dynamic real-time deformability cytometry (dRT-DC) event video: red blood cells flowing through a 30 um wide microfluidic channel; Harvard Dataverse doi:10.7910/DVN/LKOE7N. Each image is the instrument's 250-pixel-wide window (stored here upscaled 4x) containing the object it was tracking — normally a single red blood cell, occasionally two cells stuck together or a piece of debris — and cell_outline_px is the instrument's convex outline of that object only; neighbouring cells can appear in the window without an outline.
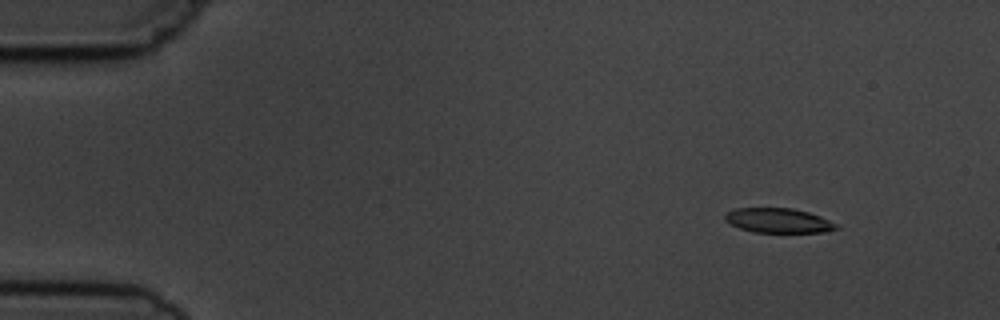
{"species": "common noctule bat (a hibernating species)", "species_latin": "Nyctalus noctula", "temperature_condition": "cold", "stored_images_in_passage": 5, "segment_of_instrument_passage": [1, 2], "camera_frame_rate_fps": 3000, "um_per_image_px": 0.085, "animal": {"sex": "male", "body_mass_g": 19.5, "forearm_length_mm": 54.6}, "frame": {"image": 1, "passage_image": 1, "time_ms": 0.0, "image_size_px": [1000, 320], "cell_outline_px": [[840, 228], [824, 232], [752, 232], [740, 228], [724, 220], [724, 216], [728, 212], [736, 208], [792, 208], [808, 212], [820, 216], [840, 224]], "centroid_in_image_um": [66.21, 18.75], "position_along_channel_um": 18.8, "area_um2": 16.01}}